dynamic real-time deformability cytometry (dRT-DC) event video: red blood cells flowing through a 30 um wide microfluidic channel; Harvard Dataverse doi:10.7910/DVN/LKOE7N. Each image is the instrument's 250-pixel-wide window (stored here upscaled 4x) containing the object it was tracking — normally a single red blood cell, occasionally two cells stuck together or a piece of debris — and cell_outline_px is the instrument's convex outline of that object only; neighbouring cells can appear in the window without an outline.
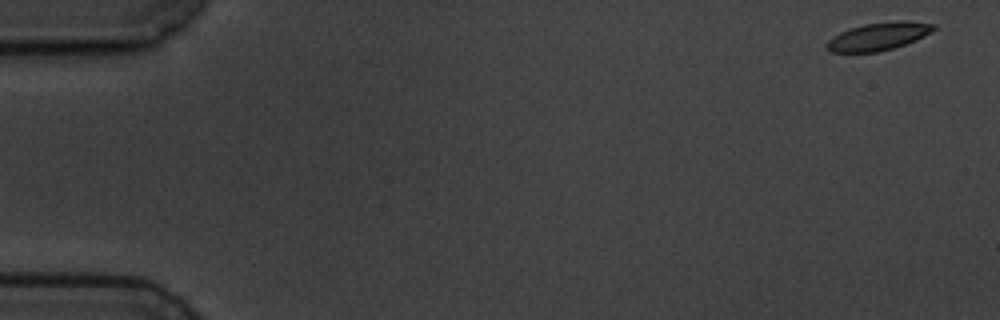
{"species": "common noctule bat (a hibernating species)", "species_latin": "Nyctalus noctula", "temperature_condition": "cold", "stored_images_in_passage": 5, "segment_of_instrument_passage": [2, 2], "camera_frame_rate_fps": 3000, "um_per_image_px": 0.085, "animal": {"sex": "male", "body_mass_g": 19.5, "forearm_length_mm": 54.6}, "frame": {"image": 1, "passage_image": 5, "time_ms": 4.667, "image_size_px": [1000, 320], "cell_outline_px": [[936, 28], [932, 32], [916, 40], [892, 48], [876, 52], [828, 52], [824, 48], [824, 44], [832, 36], [840, 32], [864, 24], [896, 20], [908, 20], [936, 24]], "centroid_in_image_um": [74.65, 3.08], "position_along_channel_um": 10.3, "area_um2": 17.51}}